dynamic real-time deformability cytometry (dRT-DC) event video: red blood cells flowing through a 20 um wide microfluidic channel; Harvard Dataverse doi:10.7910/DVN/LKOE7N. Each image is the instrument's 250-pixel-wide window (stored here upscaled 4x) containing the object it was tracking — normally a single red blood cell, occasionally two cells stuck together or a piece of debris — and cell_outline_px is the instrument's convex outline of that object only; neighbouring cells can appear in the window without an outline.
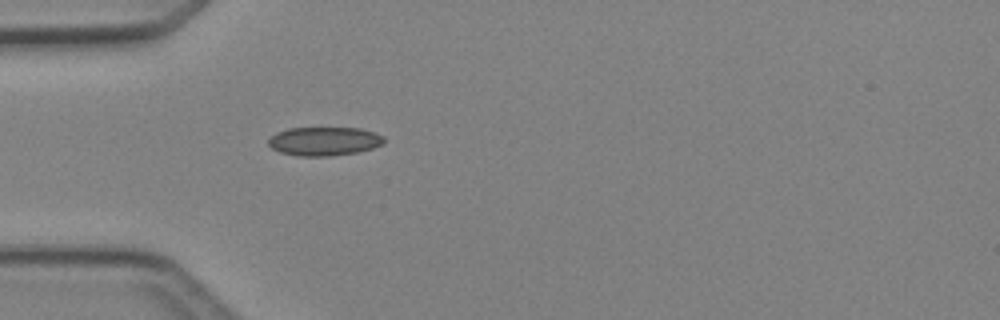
{"species": "Egyptian fruit bat (a non-hibernating species)", "species_latin": "Rousettus aegyptiacus", "temperature_condition": "cold", "stored_images_in_passage": 4, "camera_frame_rate_fps": 3000, "um_per_image_px": 0.085, "animal": {"sex": "female"}, "frame": {"image": 1, "passage_image": 4, "time_ms": 3.333, "image_size_px": [1000, 320], "cell_outline_px": [[384, 144], [372, 148], [356, 152], [332, 156], [296, 156], [280, 152], [272, 148], [268, 144], [268, 140], [276, 132], [288, 128], [360, 128], [376, 132], [384, 136]], "centroid_in_image_um": [27.57, 12.0], "position_along_channel_um": 57.4, "area_um2": 19.48}}